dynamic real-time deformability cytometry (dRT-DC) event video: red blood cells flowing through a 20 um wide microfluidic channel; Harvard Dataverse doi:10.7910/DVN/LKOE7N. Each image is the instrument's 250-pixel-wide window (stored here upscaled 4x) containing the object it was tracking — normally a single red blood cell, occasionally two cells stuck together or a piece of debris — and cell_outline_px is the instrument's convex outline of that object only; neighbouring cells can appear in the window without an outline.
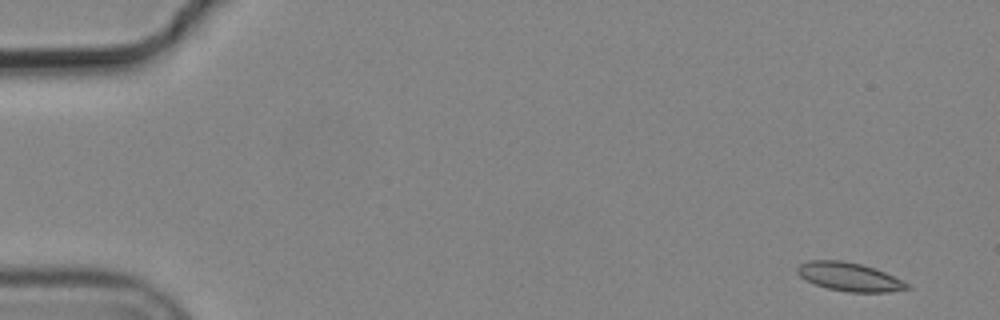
{"species": "common noctule bat (a hibernating species)", "species_latin": "Nyctalus noctula", "temperature_condition": "cold", "stored_images_in_passage": 5, "camera_frame_rate_fps": 3000, "um_per_image_px": 0.085, "animal": {"sex": "male", "body_mass_g": 19.2, "forearm_length_mm": 51.8}, "frame": {"image": 1, "passage_image": 1, "time_ms": 0.0, "image_size_px": [1000, 320], "cell_outline_px": [[912, 288], [888, 292], [848, 292], [828, 288], [816, 284], [800, 276], [796, 272], [796, 268], [800, 264], [808, 260], [844, 260], [860, 264], [884, 272], [908, 284]], "centroid_in_image_um": [72.16, 23.52], "position_along_channel_um": 12.8, "area_um2": 17.98}}
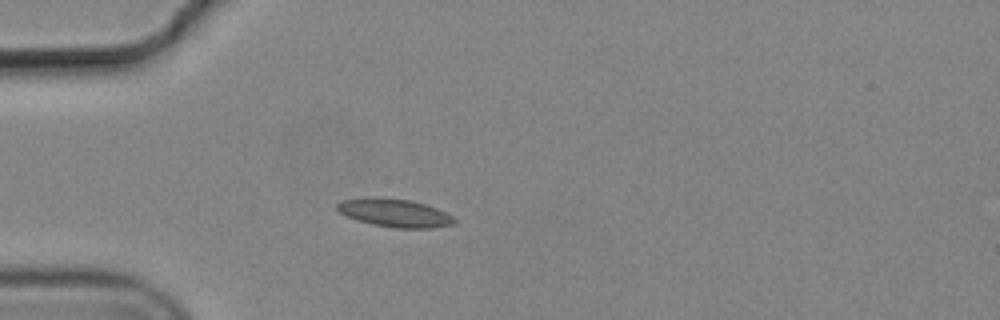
{"frame": {"image": 2, "passage_image": 5, "time_ms": 1.333, "image_size_px": [1000, 320], "cell_outline_px": [[456, 224], [432, 228], [396, 228], [372, 224], [348, 216], [340, 212], [336, 208], [336, 204], [344, 200], [408, 200], [424, 204], [436, 208], [452, 216], [456, 220]], "centroid_in_image_um": [33.65, 18.16], "position_along_channel_um": 51.3, "area_um2": 18.09}}